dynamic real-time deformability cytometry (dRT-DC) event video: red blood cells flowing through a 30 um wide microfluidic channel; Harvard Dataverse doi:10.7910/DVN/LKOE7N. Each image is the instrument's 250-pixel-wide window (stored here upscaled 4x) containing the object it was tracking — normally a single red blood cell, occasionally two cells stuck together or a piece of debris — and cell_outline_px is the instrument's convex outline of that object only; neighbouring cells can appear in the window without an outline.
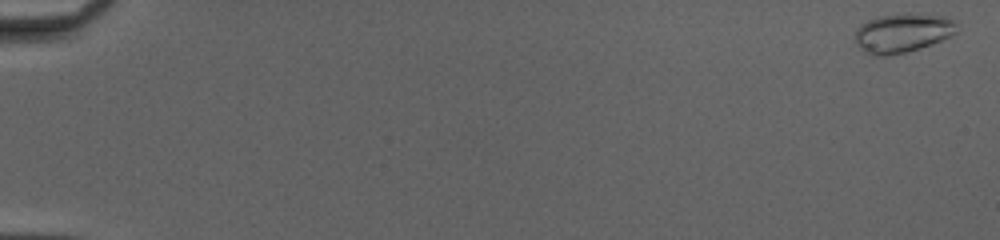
{"species": "common noctule bat (a hibernating species)", "species_latin": "Nyctalus noctula", "temperature_condition": "cold", "stored_images_in_passage": 51, "camera_frame_rate_fps": 3000, "um_per_image_px": 0.085, "animal": {"sex": "female", "body_mass_g": 20.0, "forearm_length_mm": 54.0}, "frame": {"image": 1, "passage_image": 1, "time_ms": 0.0, "image_size_px": [1000, 240], "cell_outline_px": [[956, 32], [940, 40], [920, 48], [904, 52], [884, 56], [876, 56], [860, 48], [856, 44], [856, 28], [860, 24], [868, 20], [880, 16], [944, 16], [956, 20]], "centroid_in_image_um": [76.68, 2.83], "position_along_channel_um": 8.3, "area_um2": 22.14}}
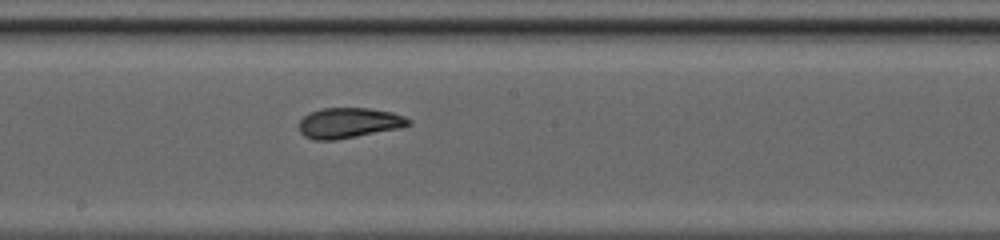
{"frame": {"image": 2, "passage_image": 30, "time_ms": 9.667, "image_size_px": [1000, 240], "cell_outline_px": [[412, 124], [400, 128], [336, 140], [316, 140], [304, 136], [300, 132], [300, 120], [308, 112], [320, 108], [368, 108], [392, 112], [404, 116], [412, 120]], "centroid_in_image_um": [29.67, 10.44], "position_along_channel_um": 218.5, "area_um2": 19.48}}
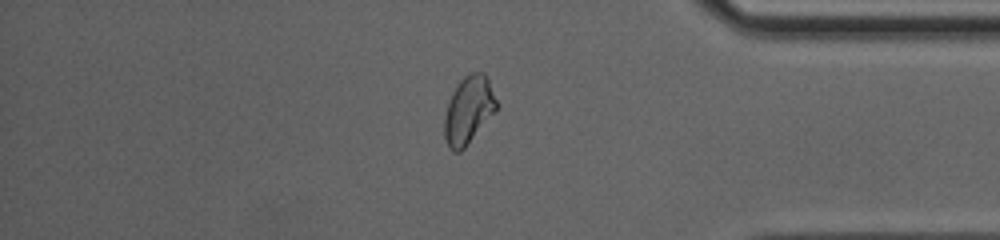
{"frame": {"image": 3, "passage_image": 44, "time_ms": 14.333, "image_size_px": [1000, 240], "cell_outline_px": [[496, 108], [464, 148], [460, 152], [452, 152], [448, 148], [444, 136], [444, 116], [452, 92], [460, 80], [464, 76], [472, 72], [484, 72], [488, 80], [496, 100]], "centroid_in_image_um": [39.77, 9.36], "position_along_channel_um": 395.4, "area_um2": 20.0}, "authors_computed_cell_mechanics": {"area_um2": 19.7098, "velocity_mm_per_s": 4.1613, "shape_relaxation_time_tau1_ms": 3.6969, "shape_relaxation_time_tau2_ms": 1.1225, "deformation_change_tau1": 0.163, "deformation_change_tau2": 0.0728}}